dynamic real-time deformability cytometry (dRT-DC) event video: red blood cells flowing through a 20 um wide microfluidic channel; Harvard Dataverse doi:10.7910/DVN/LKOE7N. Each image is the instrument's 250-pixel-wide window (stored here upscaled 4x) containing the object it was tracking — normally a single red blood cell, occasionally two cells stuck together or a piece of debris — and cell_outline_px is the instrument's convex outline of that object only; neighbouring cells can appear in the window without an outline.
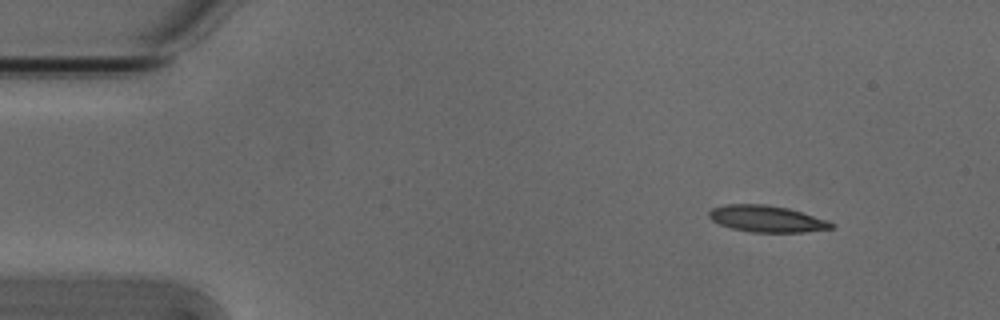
{"species": "Egyptian fruit bat (a non-hibernating species)", "species_latin": "Rousettus aegyptiacus", "temperature_condition": "cold", "stored_images_in_passage": 5, "camera_frame_rate_fps": 3000, "um_per_image_px": 0.085, "animal": {"sex": "male"}, "frame": {"image": 1, "passage_image": 1, "time_ms": 0.0, "image_size_px": [1000, 320], "cell_outline_px": [[836, 228], [804, 232], [752, 232], [732, 228], [720, 224], [712, 220], [708, 216], [708, 212], [712, 208], [724, 204], [764, 204], [788, 208], [836, 224]], "centroid_in_image_um": [65.15, 18.6], "position_along_channel_um": 19.9, "area_um2": 18.79}}
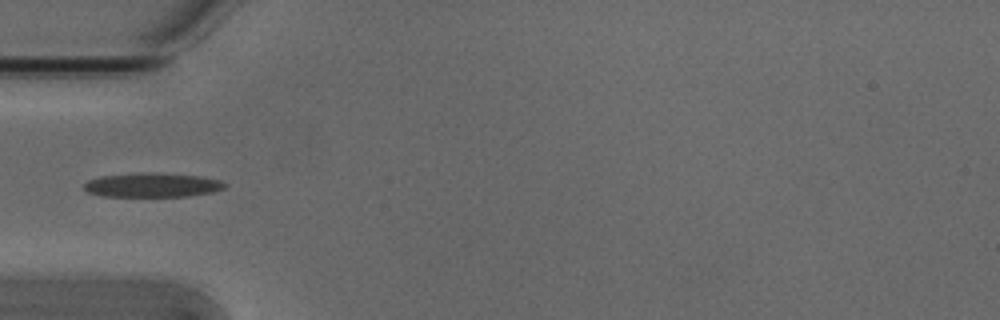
{"frame": {"image": 2, "passage_image": 4, "time_ms": 1.0, "image_size_px": [1000, 320], "cell_outline_px": [[228, 184], [224, 188], [212, 192], [188, 196], [104, 196], [88, 192], [84, 188], [84, 184], [88, 180], [100, 176], [140, 172], [156, 172], [204, 176], [220, 180]], "centroid_in_image_um": [12.98, 15.71], "position_along_channel_um": 72.0, "area_um2": 20.06}}
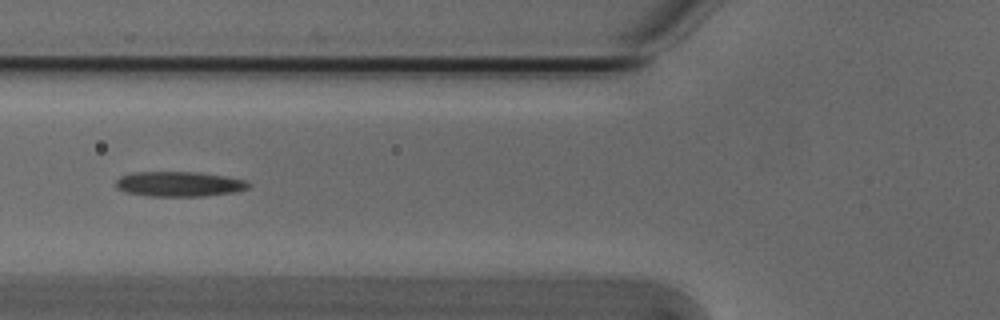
{"frame": {"image": 3, "passage_image": 5, "time_ms": 1.333, "image_size_px": [1000, 320], "cell_outline_px": [[252, 184], [248, 188], [236, 192], [204, 196], [148, 196], [124, 192], [116, 188], [116, 180], [120, 176], [132, 172], [200, 172], [248, 180]], "centroid_in_image_um": [15.24, 15.64], "position_along_channel_um": 110.6, "area_um2": 19.59}}